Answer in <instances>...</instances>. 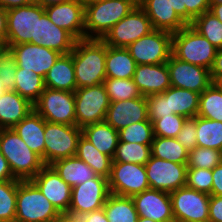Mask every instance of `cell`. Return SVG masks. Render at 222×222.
<instances>
[{"label":"cell","instance_id":"d6a6232c","mask_svg":"<svg viewBox=\"0 0 222 222\" xmlns=\"http://www.w3.org/2000/svg\"><path fill=\"white\" fill-rule=\"evenodd\" d=\"M45 88L42 76L34 73L32 70H25L17 66L14 91L20 96L34 105Z\"/></svg>","mask_w":222,"mask_h":222},{"label":"cell","instance_id":"484cf974","mask_svg":"<svg viewBox=\"0 0 222 222\" xmlns=\"http://www.w3.org/2000/svg\"><path fill=\"white\" fill-rule=\"evenodd\" d=\"M45 87L75 92L77 89L72 52L62 54L44 77Z\"/></svg>","mask_w":222,"mask_h":222},{"label":"cell","instance_id":"83f0119b","mask_svg":"<svg viewBox=\"0 0 222 222\" xmlns=\"http://www.w3.org/2000/svg\"><path fill=\"white\" fill-rule=\"evenodd\" d=\"M137 63L127 48L106 45V78H133Z\"/></svg>","mask_w":222,"mask_h":222},{"label":"cell","instance_id":"d6986e66","mask_svg":"<svg viewBox=\"0 0 222 222\" xmlns=\"http://www.w3.org/2000/svg\"><path fill=\"white\" fill-rule=\"evenodd\" d=\"M139 217L157 222H175L170 193L148 189L132 196Z\"/></svg>","mask_w":222,"mask_h":222},{"label":"cell","instance_id":"c3c4849f","mask_svg":"<svg viewBox=\"0 0 222 222\" xmlns=\"http://www.w3.org/2000/svg\"><path fill=\"white\" fill-rule=\"evenodd\" d=\"M196 116L186 119L176 139L188 151L197 147Z\"/></svg>","mask_w":222,"mask_h":222},{"label":"cell","instance_id":"f1b7e54d","mask_svg":"<svg viewBox=\"0 0 222 222\" xmlns=\"http://www.w3.org/2000/svg\"><path fill=\"white\" fill-rule=\"evenodd\" d=\"M81 130L85 139L91 142L101 153L113 158L119 142V131L105 121L85 126Z\"/></svg>","mask_w":222,"mask_h":222},{"label":"cell","instance_id":"7c38bea8","mask_svg":"<svg viewBox=\"0 0 222 222\" xmlns=\"http://www.w3.org/2000/svg\"><path fill=\"white\" fill-rule=\"evenodd\" d=\"M175 222H208L210 195L188 187L170 193Z\"/></svg>","mask_w":222,"mask_h":222},{"label":"cell","instance_id":"681fc988","mask_svg":"<svg viewBox=\"0 0 222 222\" xmlns=\"http://www.w3.org/2000/svg\"><path fill=\"white\" fill-rule=\"evenodd\" d=\"M182 7H186V24L190 25L196 17L209 11L210 0H182Z\"/></svg>","mask_w":222,"mask_h":222},{"label":"cell","instance_id":"f907efd6","mask_svg":"<svg viewBox=\"0 0 222 222\" xmlns=\"http://www.w3.org/2000/svg\"><path fill=\"white\" fill-rule=\"evenodd\" d=\"M208 222H222V196L210 195Z\"/></svg>","mask_w":222,"mask_h":222},{"label":"cell","instance_id":"9f6ffc18","mask_svg":"<svg viewBox=\"0 0 222 222\" xmlns=\"http://www.w3.org/2000/svg\"><path fill=\"white\" fill-rule=\"evenodd\" d=\"M7 180H19V179H16L13 176L6 158L0 151V181H7Z\"/></svg>","mask_w":222,"mask_h":222},{"label":"cell","instance_id":"277c9868","mask_svg":"<svg viewBox=\"0 0 222 222\" xmlns=\"http://www.w3.org/2000/svg\"><path fill=\"white\" fill-rule=\"evenodd\" d=\"M136 6L131 0H102L85 7L84 31L87 39H102Z\"/></svg>","mask_w":222,"mask_h":222},{"label":"cell","instance_id":"7dc6e473","mask_svg":"<svg viewBox=\"0 0 222 222\" xmlns=\"http://www.w3.org/2000/svg\"><path fill=\"white\" fill-rule=\"evenodd\" d=\"M148 118L153 123L156 119L163 116L174 114L169 112L168 98L163 93L146 96Z\"/></svg>","mask_w":222,"mask_h":222},{"label":"cell","instance_id":"94428289","mask_svg":"<svg viewBox=\"0 0 222 222\" xmlns=\"http://www.w3.org/2000/svg\"><path fill=\"white\" fill-rule=\"evenodd\" d=\"M209 12L222 22V4H210Z\"/></svg>","mask_w":222,"mask_h":222},{"label":"cell","instance_id":"9a60e30c","mask_svg":"<svg viewBox=\"0 0 222 222\" xmlns=\"http://www.w3.org/2000/svg\"><path fill=\"white\" fill-rule=\"evenodd\" d=\"M108 183L110 192L119 196L132 197L150 189L145 165L135 163L112 162Z\"/></svg>","mask_w":222,"mask_h":222},{"label":"cell","instance_id":"003e7915","mask_svg":"<svg viewBox=\"0 0 222 222\" xmlns=\"http://www.w3.org/2000/svg\"><path fill=\"white\" fill-rule=\"evenodd\" d=\"M210 4H222V0H210Z\"/></svg>","mask_w":222,"mask_h":222},{"label":"cell","instance_id":"f6af8a7d","mask_svg":"<svg viewBox=\"0 0 222 222\" xmlns=\"http://www.w3.org/2000/svg\"><path fill=\"white\" fill-rule=\"evenodd\" d=\"M212 170L204 168H187L186 187L211 194L212 192Z\"/></svg>","mask_w":222,"mask_h":222},{"label":"cell","instance_id":"4dcf8cb0","mask_svg":"<svg viewBox=\"0 0 222 222\" xmlns=\"http://www.w3.org/2000/svg\"><path fill=\"white\" fill-rule=\"evenodd\" d=\"M76 156L89 165L97 175L109 178L112 158L101 153L83 136L79 138Z\"/></svg>","mask_w":222,"mask_h":222},{"label":"cell","instance_id":"6f0895ef","mask_svg":"<svg viewBox=\"0 0 222 222\" xmlns=\"http://www.w3.org/2000/svg\"><path fill=\"white\" fill-rule=\"evenodd\" d=\"M81 218L83 222H108L103 208L84 214Z\"/></svg>","mask_w":222,"mask_h":222},{"label":"cell","instance_id":"7bdbcfd3","mask_svg":"<svg viewBox=\"0 0 222 222\" xmlns=\"http://www.w3.org/2000/svg\"><path fill=\"white\" fill-rule=\"evenodd\" d=\"M222 162L220 150L197 146L188 154V167L212 170Z\"/></svg>","mask_w":222,"mask_h":222},{"label":"cell","instance_id":"b9f144b4","mask_svg":"<svg viewBox=\"0 0 222 222\" xmlns=\"http://www.w3.org/2000/svg\"><path fill=\"white\" fill-rule=\"evenodd\" d=\"M153 139V123L149 119L133 123L119 131V141L152 144Z\"/></svg>","mask_w":222,"mask_h":222},{"label":"cell","instance_id":"e7e4bbea","mask_svg":"<svg viewBox=\"0 0 222 222\" xmlns=\"http://www.w3.org/2000/svg\"><path fill=\"white\" fill-rule=\"evenodd\" d=\"M137 222H157V221H154V220L148 219V218H144V217H139Z\"/></svg>","mask_w":222,"mask_h":222},{"label":"cell","instance_id":"cb8c5ba5","mask_svg":"<svg viewBox=\"0 0 222 222\" xmlns=\"http://www.w3.org/2000/svg\"><path fill=\"white\" fill-rule=\"evenodd\" d=\"M34 109L33 104L14 90H6L0 96V129L17 125Z\"/></svg>","mask_w":222,"mask_h":222},{"label":"cell","instance_id":"44dd1931","mask_svg":"<svg viewBox=\"0 0 222 222\" xmlns=\"http://www.w3.org/2000/svg\"><path fill=\"white\" fill-rule=\"evenodd\" d=\"M146 96L130 100L110 102L104 121L115 130L121 129L140 121L148 120Z\"/></svg>","mask_w":222,"mask_h":222},{"label":"cell","instance_id":"ac0fdd59","mask_svg":"<svg viewBox=\"0 0 222 222\" xmlns=\"http://www.w3.org/2000/svg\"><path fill=\"white\" fill-rule=\"evenodd\" d=\"M31 181L60 213H68L72 187L50 165H45Z\"/></svg>","mask_w":222,"mask_h":222},{"label":"cell","instance_id":"ffe728a7","mask_svg":"<svg viewBox=\"0 0 222 222\" xmlns=\"http://www.w3.org/2000/svg\"><path fill=\"white\" fill-rule=\"evenodd\" d=\"M44 9L56 26L68 31L76 40L85 39V8L79 0L50 5Z\"/></svg>","mask_w":222,"mask_h":222},{"label":"cell","instance_id":"52a82bcc","mask_svg":"<svg viewBox=\"0 0 222 222\" xmlns=\"http://www.w3.org/2000/svg\"><path fill=\"white\" fill-rule=\"evenodd\" d=\"M81 128L46 121L44 129V165L54 161L76 156Z\"/></svg>","mask_w":222,"mask_h":222},{"label":"cell","instance_id":"f546056e","mask_svg":"<svg viewBox=\"0 0 222 222\" xmlns=\"http://www.w3.org/2000/svg\"><path fill=\"white\" fill-rule=\"evenodd\" d=\"M163 94L168 98L169 112L181 115L187 119L197 116L199 93L171 86Z\"/></svg>","mask_w":222,"mask_h":222},{"label":"cell","instance_id":"8fae6325","mask_svg":"<svg viewBox=\"0 0 222 222\" xmlns=\"http://www.w3.org/2000/svg\"><path fill=\"white\" fill-rule=\"evenodd\" d=\"M153 29L144 10L136 5L130 13L115 24L102 38L107 46L126 48Z\"/></svg>","mask_w":222,"mask_h":222},{"label":"cell","instance_id":"e575fe53","mask_svg":"<svg viewBox=\"0 0 222 222\" xmlns=\"http://www.w3.org/2000/svg\"><path fill=\"white\" fill-rule=\"evenodd\" d=\"M197 116L222 122V85L211 83L199 96Z\"/></svg>","mask_w":222,"mask_h":222},{"label":"cell","instance_id":"4fadbf2b","mask_svg":"<svg viewBox=\"0 0 222 222\" xmlns=\"http://www.w3.org/2000/svg\"><path fill=\"white\" fill-rule=\"evenodd\" d=\"M110 194L108 179L97 175L91 180L72 187L68 214L82 216L103 208Z\"/></svg>","mask_w":222,"mask_h":222},{"label":"cell","instance_id":"ee69618b","mask_svg":"<svg viewBox=\"0 0 222 222\" xmlns=\"http://www.w3.org/2000/svg\"><path fill=\"white\" fill-rule=\"evenodd\" d=\"M17 65L8 47H0V77L6 90H14Z\"/></svg>","mask_w":222,"mask_h":222},{"label":"cell","instance_id":"a7ac6f4b","mask_svg":"<svg viewBox=\"0 0 222 222\" xmlns=\"http://www.w3.org/2000/svg\"><path fill=\"white\" fill-rule=\"evenodd\" d=\"M131 1L136 5H140L143 2V0H131Z\"/></svg>","mask_w":222,"mask_h":222},{"label":"cell","instance_id":"d4e9b609","mask_svg":"<svg viewBox=\"0 0 222 222\" xmlns=\"http://www.w3.org/2000/svg\"><path fill=\"white\" fill-rule=\"evenodd\" d=\"M46 120L34 109L12 129L44 163V129Z\"/></svg>","mask_w":222,"mask_h":222},{"label":"cell","instance_id":"7402d4cb","mask_svg":"<svg viewBox=\"0 0 222 222\" xmlns=\"http://www.w3.org/2000/svg\"><path fill=\"white\" fill-rule=\"evenodd\" d=\"M133 80L143 96L163 93L171 87L167 63L137 65Z\"/></svg>","mask_w":222,"mask_h":222},{"label":"cell","instance_id":"5bb4252c","mask_svg":"<svg viewBox=\"0 0 222 222\" xmlns=\"http://www.w3.org/2000/svg\"><path fill=\"white\" fill-rule=\"evenodd\" d=\"M187 164H178L151 155L145 164L150 189L171 193L185 187Z\"/></svg>","mask_w":222,"mask_h":222},{"label":"cell","instance_id":"816d5d0a","mask_svg":"<svg viewBox=\"0 0 222 222\" xmlns=\"http://www.w3.org/2000/svg\"><path fill=\"white\" fill-rule=\"evenodd\" d=\"M212 83H222V48L217 50L213 66L210 70Z\"/></svg>","mask_w":222,"mask_h":222},{"label":"cell","instance_id":"8d00e7d4","mask_svg":"<svg viewBox=\"0 0 222 222\" xmlns=\"http://www.w3.org/2000/svg\"><path fill=\"white\" fill-rule=\"evenodd\" d=\"M151 155V144L119 141L112 162L145 165Z\"/></svg>","mask_w":222,"mask_h":222},{"label":"cell","instance_id":"1f68e13d","mask_svg":"<svg viewBox=\"0 0 222 222\" xmlns=\"http://www.w3.org/2000/svg\"><path fill=\"white\" fill-rule=\"evenodd\" d=\"M103 209L108 222H137L139 218L132 197L111 193Z\"/></svg>","mask_w":222,"mask_h":222},{"label":"cell","instance_id":"9c48e42d","mask_svg":"<svg viewBox=\"0 0 222 222\" xmlns=\"http://www.w3.org/2000/svg\"><path fill=\"white\" fill-rule=\"evenodd\" d=\"M33 107L48 122L76 125L74 92L45 88Z\"/></svg>","mask_w":222,"mask_h":222},{"label":"cell","instance_id":"e0dca14e","mask_svg":"<svg viewBox=\"0 0 222 222\" xmlns=\"http://www.w3.org/2000/svg\"><path fill=\"white\" fill-rule=\"evenodd\" d=\"M15 56L16 65L25 70H32L43 78L57 59L62 55L56 50L32 43L6 45Z\"/></svg>","mask_w":222,"mask_h":222},{"label":"cell","instance_id":"2e32d148","mask_svg":"<svg viewBox=\"0 0 222 222\" xmlns=\"http://www.w3.org/2000/svg\"><path fill=\"white\" fill-rule=\"evenodd\" d=\"M166 63L173 87L201 94L212 83L210 70L205 67L177 59L173 54Z\"/></svg>","mask_w":222,"mask_h":222},{"label":"cell","instance_id":"8992f818","mask_svg":"<svg viewBox=\"0 0 222 222\" xmlns=\"http://www.w3.org/2000/svg\"><path fill=\"white\" fill-rule=\"evenodd\" d=\"M217 48L190 25L172 36V54L182 61L211 70Z\"/></svg>","mask_w":222,"mask_h":222},{"label":"cell","instance_id":"4316f807","mask_svg":"<svg viewBox=\"0 0 222 222\" xmlns=\"http://www.w3.org/2000/svg\"><path fill=\"white\" fill-rule=\"evenodd\" d=\"M50 166L71 187L80 185L97 176L94 170L77 156L56 160Z\"/></svg>","mask_w":222,"mask_h":222},{"label":"cell","instance_id":"db71d44e","mask_svg":"<svg viewBox=\"0 0 222 222\" xmlns=\"http://www.w3.org/2000/svg\"><path fill=\"white\" fill-rule=\"evenodd\" d=\"M30 4H39L40 0H0V7L10 10L13 8H18L20 6H26Z\"/></svg>","mask_w":222,"mask_h":222},{"label":"cell","instance_id":"3957f363","mask_svg":"<svg viewBox=\"0 0 222 222\" xmlns=\"http://www.w3.org/2000/svg\"><path fill=\"white\" fill-rule=\"evenodd\" d=\"M0 151L16 179L31 180L45 166L12 128L0 129Z\"/></svg>","mask_w":222,"mask_h":222},{"label":"cell","instance_id":"7a4b0ae2","mask_svg":"<svg viewBox=\"0 0 222 222\" xmlns=\"http://www.w3.org/2000/svg\"><path fill=\"white\" fill-rule=\"evenodd\" d=\"M77 88L102 84L106 79V43L102 39H79L72 50Z\"/></svg>","mask_w":222,"mask_h":222},{"label":"cell","instance_id":"11a10c76","mask_svg":"<svg viewBox=\"0 0 222 222\" xmlns=\"http://www.w3.org/2000/svg\"><path fill=\"white\" fill-rule=\"evenodd\" d=\"M7 40V10L0 7V47H6Z\"/></svg>","mask_w":222,"mask_h":222},{"label":"cell","instance_id":"30bf717a","mask_svg":"<svg viewBox=\"0 0 222 222\" xmlns=\"http://www.w3.org/2000/svg\"><path fill=\"white\" fill-rule=\"evenodd\" d=\"M172 36L171 32L154 29L126 48L137 65L166 63L172 55Z\"/></svg>","mask_w":222,"mask_h":222},{"label":"cell","instance_id":"91938a15","mask_svg":"<svg viewBox=\"0 0 222 222\" xmlns=\"http://www.w3.org/2000/svg\"><path fill=\"white\" fill-rule=\"evenodd\" d=\"M55 222H83L81 216H74L68 213H61Z\"/></svg>","mask_w":222,"mask_h":222},{"label":"cell","instance_id":"be15d7a7","mask_svg":"<svg viewBox=\"0 0 222 222\" xmlns=\"http://www.w3.org/2000/svg\"><path fill=\"white\" fill-rule=\"evenodd\" d=\"M79 1L81 2V4L85 8L86 6H89L91 4L97 3V2L102 1V0H79Z\"/></svg>","mask_w":222,"mask_h":222},{"label":"cell","instance_id":"ba28073f","mask_svg":"<svg viewBox=\"0 0 222 222\" xmlns=\"http://www.w3.org/2000/svg\"><path fill=\"white\" fill-rule=\"evenodd\" d=\"M75 96L76 126H85L104 121L110 105L104 84L92 87L77 88Z\"/></svg>","mask_w":222,"mask_h":222},{"label":"cell","instance_id":"89a4df30","mask_svg":"<svg viewBox=\"0 0 222 222\" xmlns=\"http://www.w3.org/2000/svg\"><path fill=\"white\" fill-rule=\"evenodd\" d=\"M220 156H221V160H222V147L220 149Z\"/></svg>","mask_w":222,"mask_h":222},{"label":"cell","instance_id":"680465c9","mask_svg":"<svg viewBox=\"0 0 222 222\" xmlns=\"http://www.w3.org/2000/svg\"><path fill=\"white\" fill-rule=\"evenodd\" d=\"M172 3L175 12L186 23V7H182V0H172Z\"/></svg>","mask_w":222,"mask_h":222},{"label":"cell","instance_id":"603a6c76","mask_svg":"<svg viewBox=\"0 0 222 222\" xmlns=\"http://www.w3.org/2000/svg\"><path fill=\"white\" fill-rule=\"evenodd\" d=\"M139 6L149 17L153 29L175 33L187 26L175 12L172 0H143Z\"/></svg>","mask_w":222,"mask_h":222},{"label":"cell","instance_id":"f35d334b","mask_svg":"<svg viewBox=\"0 0 222 222\" xmlns=\"http://www.w3.org/2000/svg\"><path fill=\"white\" fill-rule=\"evenodd\" d=\"M217 49L222 48V22L211 12H204L190 24Z\"/></svg>","mask_w":222,"mask_h":222},{"label":"cell","instance_id":"60d3db41","mask_svg":"<svg viewBox=\"0 0 222 222\" xmlns=\"http://www.w3.org/2000/svg\"><path fill=\"white\" fill-rule=\"evenodd\" d=\"M19 183L20 180L0 181V222H15Z\"/></svg>","mask_w":222,"mask_h":222},{"label":"cell","instance_id":"ab89813d","mask_svg":"<svg viewBox=\"0 0 222 222\" xmlns=\"http://www.w3.org/2000/svg\"><path fill=\"white\" fill-rule=\"evenodd\" d=\"M103 84L110 102L130 100L143 96L133 78H106Z\"/></svg>","mask_w":222,"mask_h":222},{"label":"cell","instance_id":"6125c7cd","mask_svg":"<svg viewBox=\"0 0 222 222\" xmlns=\"http://www.w3.org/2000/svg\"><path fill=\"white\" fill-rule=\"evenodd\" d=\"M69 1H72V0H40V5L43 8H45L50 5L65 3V2H69Z\"/></svg>","mask_w":222,"mask_h":222},{"label":"cell","instance_id":"f5cc1de1","mask_svg":"<svg viewBox=\"0 0 222 222\" xmlns=\"http://www.w3.org/2000/svg\"><path fill=\"white\" fill-rule=\"evenodd\" d=\"M212 192L210 195L222 196V162L212 169Z\"/></svg>","mask_w":222,"mask_h":222},{"label":"cell","instance_id":"6da1fadb","mask_svg":"<svg viewBox=\"0 0 222 222\" xmlns=\"http://www.w3.org/2000/svg\"><path fill=\"white\" fill-rule=\"evenodd\" d=\"M46 12L39 4L7 10L6 45L32 43L45 47Z\"/></svg>","mask_w":222,"mask_h":222},{"label":"cell","instance_id":"03108f58","mask_svg":"<svg viewBox=\"0 0 222 222\" xmlns=\"http://www.w3.org/2000/svg\"><path fill=\"white\" fill-rule=\"evenodd\" d=\"M6 91V89L4 88L2 79L0 77V96Z\"/></svg>","mask_w":222,"mask_h":222},{"label":"cell","instance_id":"74e56055","mask_svg":"<svg viewBox=\"0 0 222 222\" xmlns=\"http://www.w3.org/2000/svg\"><path fill=\"white\" fill-rule=\"evenodd\" d=\"M76 39L66 30L56 26L46 14L45 47L69 54L74 49Z\"/></svg>","mask_w":222,"mask_h":222},{"label":"cell","instance_id":"d590c367","mask_svg":"<svg viewBox=\"0 0 222 222\" xmlns=\"http://www.w3.org/2000/svg\"><path fill=\"white\" fill-rule=\"evenodd\" d=\"M197 146L220 150L222 122L196 116Z\"/></svg>","mask_w":222,"mask_h":222},{"label":"cell","instance_id":"5b68a950","mask_svg":"<svg viewBox=\"0 0 222 222\" xmlns=\"http://www.w3.org/2000/svg\"><path fill=\"white\" fill-rule=\"evenodd\" d=\"M60 214L31 180H20L15 222H55Z\"/></svg>","mask_w":222,"mask_h":222},{"label":"cell","instance_id":"836d02e7","mask_svg":"<svg viewBox=\"0 0 222 222\" xmlns=\"http://www.w3.org/2000/svg\"><path fill=\"white\" fill-rule=\"evenodd\" d=\"M151 153L152 156L163 160L178 164L188 163L189 152L176 138L154 136L151 144Z\"/></svg>","mask_w":222,"mask_h":222},{"label":"cell","instance_id":"bcb514c9","mask_svg":"<svg viewBox=\"0 0 222 222\" xmlns=\"http://www.w3.org/2000/svg\"><path fill=\"white\" fill-rule=\"evenodd\" d=\"M187 118L170 114L153 122L154 136L176 138Z\"/></svg>","mask_w":222,"mask_h":222}]
</instances>
